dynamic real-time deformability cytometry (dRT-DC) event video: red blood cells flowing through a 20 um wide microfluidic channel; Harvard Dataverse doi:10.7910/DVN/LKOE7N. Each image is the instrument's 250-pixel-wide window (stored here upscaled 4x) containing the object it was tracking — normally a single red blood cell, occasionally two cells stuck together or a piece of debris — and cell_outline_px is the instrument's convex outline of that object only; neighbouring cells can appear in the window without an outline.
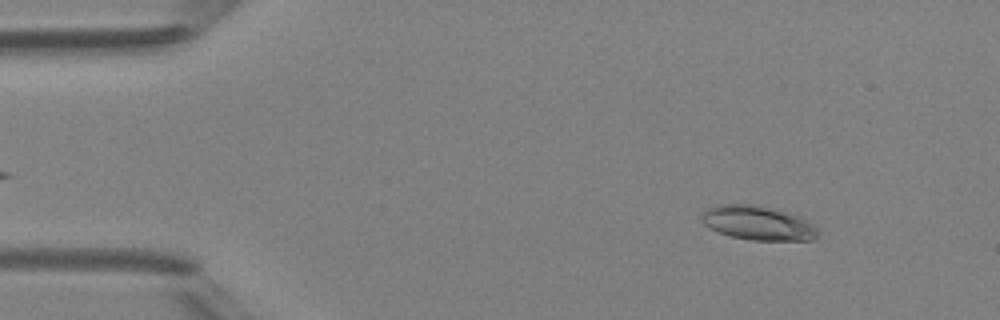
{"species": "Egyptian fruit bat (a non-hibernating species)", "species_latin": "Rousettus aegyptiacus", "temperature_condition": "room temperature", "stored_images_in_passage": 3, "camera_frame_rate_fps": 3000, "um_per_image_px": 0.085, "animal": {"sex": "female"}, "frame": {"image": 1, "passage_image": 1, "time_ms": 0.0, "image_size_px": [1000, 320], "cell_outline_px": [[820, 236], [812, 240], [748, 240], [732, 236], [720, 232], [704, 224], [700, 216], [708, 208], [716, 204], [756, 204], [788, 212], [800, 216], [808, 220], [820, 232]], "centroid_in_image_um": [64.47, 18.95], "position_along_channel_um": 20.5, "area_um2": 23.29}}